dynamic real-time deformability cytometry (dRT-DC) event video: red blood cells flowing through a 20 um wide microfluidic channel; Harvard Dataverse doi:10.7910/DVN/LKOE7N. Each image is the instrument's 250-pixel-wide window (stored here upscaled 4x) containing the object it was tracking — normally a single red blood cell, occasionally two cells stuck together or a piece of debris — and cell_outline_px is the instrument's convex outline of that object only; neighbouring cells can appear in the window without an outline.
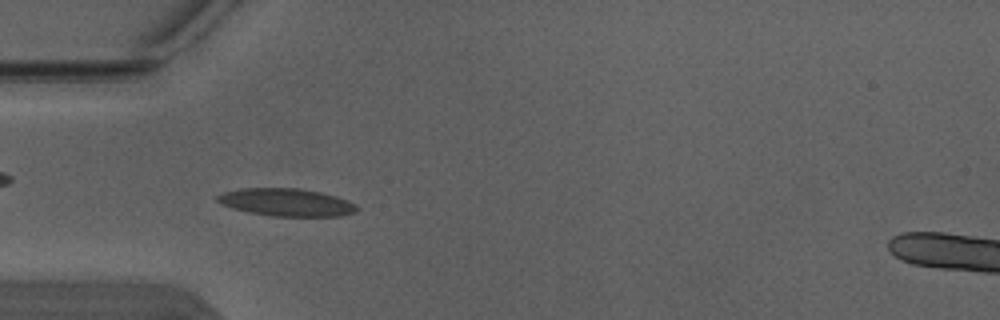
{"species": "Egyptian fruit bat (a non-hibernating species)", "species_latin": "Rousettus aegyptiacus", "temperature_condition": "warm", "stored_images_in_passage": 6, "camera_frame_rate_fps": 3000, "um_per_image_px": 0.085, "animal": {"sex": "male"}, "frame": {"image": 1, "passage_image": 5, "time_ms": 1.333, "image_size_px": [1000, 320], "cell_outline_px": [[360, 208], [356, 212], [340, 216], [272, 216], [248, 212], [232, 208], [220, 204], [216, 200], [216, 196], [224, 192], [240, 188], [300, 188], [320, 192], [336, 196], [348, 200], [356, 204]], "centroid_in_image_um": [24.36, 17.19], "position_along_channel_um": 60.6, "area_um2": 22.66}}
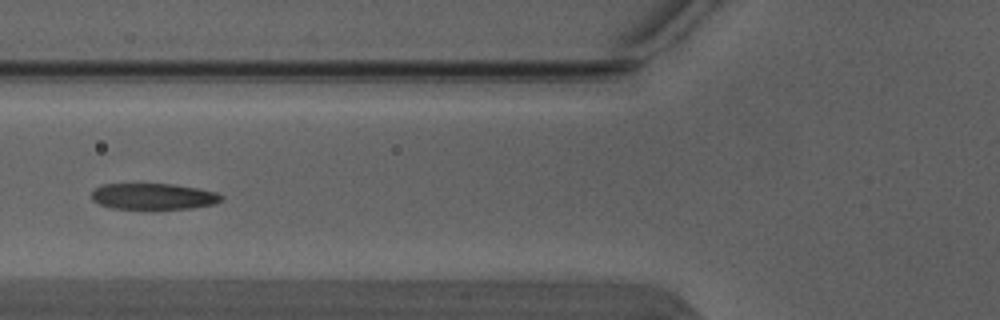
{"frame": {"image": 2, "passage_image": 6, "time_ms": 1.667, "image_size_px": [1000, 320], "cell_outline_px": [[224, 200], [216, 204], [192, 208], [112, 208], [100, 204], [92, 200], [92, 192], [96, 188], [104, 184], [172, 184], [200, 188], [216, 192], [224, 196]], "centroid_in_image_um": [13.11, 16.68], "position_along_channel_um": 112.7, "area_um2": 19.71}}